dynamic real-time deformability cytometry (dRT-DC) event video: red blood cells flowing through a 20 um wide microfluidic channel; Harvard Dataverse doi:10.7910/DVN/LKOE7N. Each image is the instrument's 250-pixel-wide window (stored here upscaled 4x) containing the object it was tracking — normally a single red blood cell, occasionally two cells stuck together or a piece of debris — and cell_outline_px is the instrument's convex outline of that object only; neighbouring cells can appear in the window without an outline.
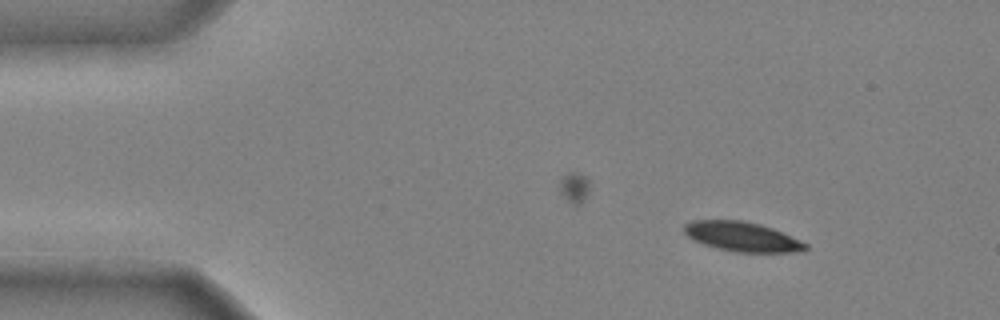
{"species": "common noctule bat (a hibernating species)", "species_latin": "Nyctalus noctula", "temperature_condition": "cold", "stored_images_in_passage": 10, "camera_frame_rate_fps": 3000, "um_per_image_px": 0.085, "animal": {"sex": "male", "body_mass_g": 20.4}, "frame": {"image": 1, "passage_image": 2, "time_ms": 0.333, "image_size_px": [1000, 320], "cell_outline_px": [[808, 248], [804, 252], [736, 252], [716, 248], [704, 244], [688, 236], [684, 232], [684, 224], [692, 220], [744, 220], [760, 224], [772, 228], [808, 244]], "centroid_in_image_um": [63.09, 20.11], "position_along_channel_um": 21.9, "area_um2": 20.87}}